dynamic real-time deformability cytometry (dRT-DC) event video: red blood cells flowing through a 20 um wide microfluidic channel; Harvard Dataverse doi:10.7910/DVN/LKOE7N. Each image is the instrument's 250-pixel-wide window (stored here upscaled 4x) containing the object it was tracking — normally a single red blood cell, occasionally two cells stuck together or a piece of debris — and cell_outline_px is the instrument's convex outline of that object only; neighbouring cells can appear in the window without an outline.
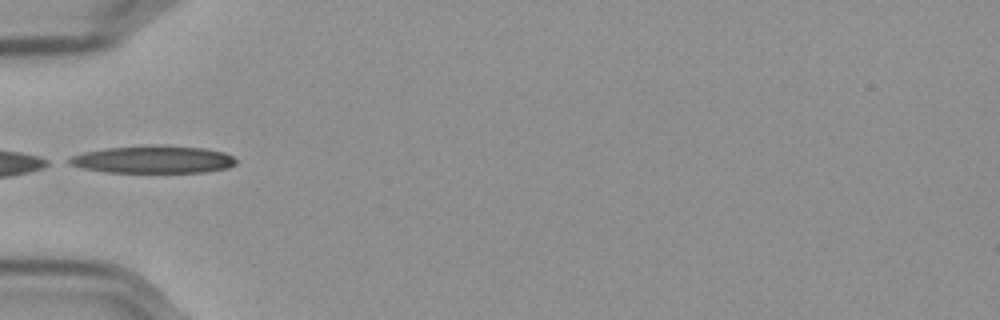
{"species": "Egyptian fruit bat (a non-hibernating species)", "species_latin": "Rousettus aegyptiacus", "temperature_condition": "cold", "stored_images_in_passage": 30, "camera_frame_rate_fps": 3000, "um_per_image_px": 0.085, "frame": {"image": 1, "passage_image": 1, "time_ms": 0.0, "image_size_px": [1000, 320], "cell_outline_px": [[236, 164], [228, 168], [204, 172], [104, 172], [80, 168], [68, 164], [64, 160], [72, 156], [84, 152], [104, 148], [204, 148], [224, 152], [232, 156], [236, 160]], "centroid_in_image_um": [12.96, 13.61], "position_along_channel_um": 72.0, "area_um2": 25.66}, "authors_computed_cell_mechanics": {"area_um2": 25.6632, "velocity_mm_per_s": 3.578, "shape_relaxation_time_tau1_ms": null, "shape_relaxation_time_tau2_ms": 9.8487, "deformation_change_tau1": null, "deformation_change_tau2": 0.2753}}